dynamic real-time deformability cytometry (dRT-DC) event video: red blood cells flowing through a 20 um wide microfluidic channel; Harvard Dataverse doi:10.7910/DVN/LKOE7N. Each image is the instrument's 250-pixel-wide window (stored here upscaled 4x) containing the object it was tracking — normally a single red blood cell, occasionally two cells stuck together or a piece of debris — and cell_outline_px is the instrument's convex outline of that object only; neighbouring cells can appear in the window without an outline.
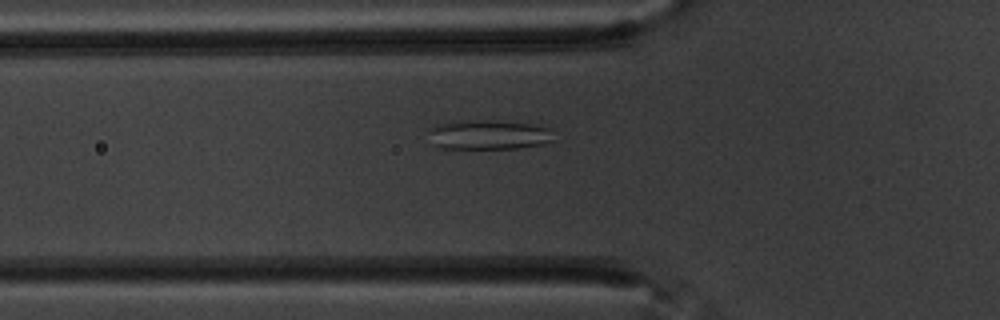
{"species": "common noctule bat (a hibernating species)", "species_latin": "Nyctalus noctula", "temperature_condition": "warm", "stored_images_in_passage": 56, "camera_frame_rate_fps": 3000, "um_per_image_px": 0.085, "animal": {"sex": "male", "body_mass_g": 20.1, "forearm_length_mm": 53.5}, "frame": {"image": 1, "passage_image": 18, "time_ms": 5.667, "image_size_px": [1000, 320], "cell_outline_px": [[556, 140], [544, 144], [516, 148], [440, 148], [432, 144], [424, 128], [436, 124], [476, 120], [500, 120], [528, 124], [552, 128]], "centroid_in_image_um": [41.51, 11.45], "position_along_channel_um": 84.3, "area_um2": 22.02}}
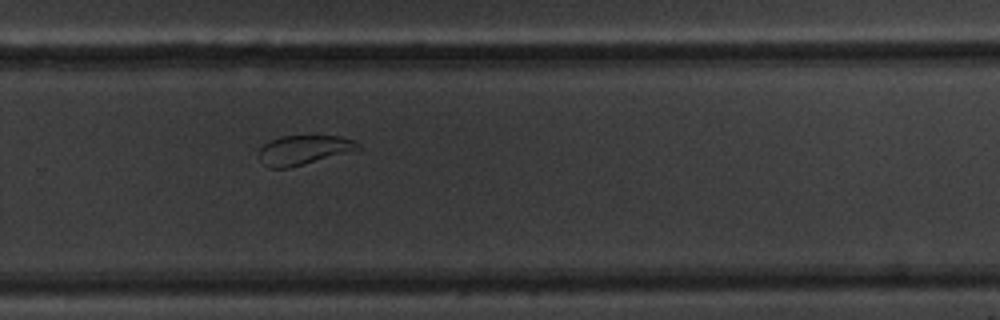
{"frame": {"image": 2, "passage_image": 37, "time_ms": 12.0, "image_size_px": [1000, 320], "cell_outline_px": [[360, 148], [356, 152], [288, 168], [268, 168], [256, 156], [260, 148], [264, 144], [272, 140], [284, 136], [340, 136], [356, 140], [360, 144]], "centroid_in_image_um": [25.87, 12.76], "position_along_channel_um": 303.9, "area_um2": 17.4}}
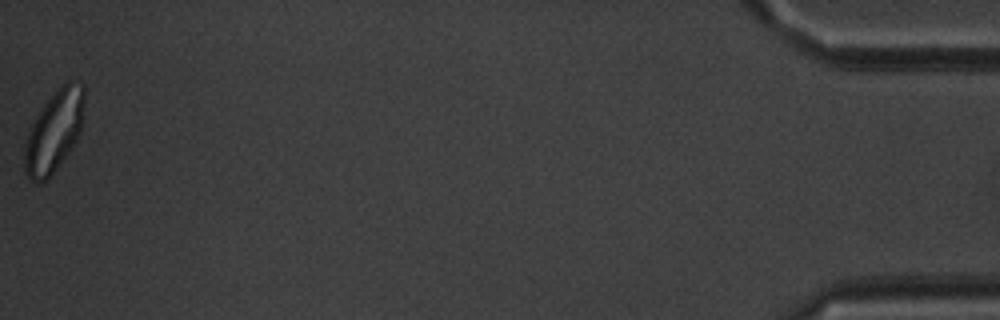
{"frame": {"image": 3, "passage_image": 56, "time_ms": 18.333, "image_size_px": [1000, 320], "cell_outline_px": [[84, 104], [80, 132], [76, 140], [68, 152], [52, 172], [44, 180], [36, 184], [24, 172], [24, 152], [28, 136], [32, 124], [44, 104], [68, 80], [80, 80], [84, 84]], "centroid_in_image_um": [4.62, 11.13], "position_along_channel_um": 430.6, "area_um2": 27.57}, "authors_computed_cell_mechanics": {"area_um2": 24.9696, "velocity_mm_per_s": 3.4628, "shape_relaxation_time_tau1_ms": 3.7886, "shape_relaxation_time_tau2_ms": 1.5992, "deformation_change_tau1": 0.1366, "deformation_change_tau2": 0.0679}}